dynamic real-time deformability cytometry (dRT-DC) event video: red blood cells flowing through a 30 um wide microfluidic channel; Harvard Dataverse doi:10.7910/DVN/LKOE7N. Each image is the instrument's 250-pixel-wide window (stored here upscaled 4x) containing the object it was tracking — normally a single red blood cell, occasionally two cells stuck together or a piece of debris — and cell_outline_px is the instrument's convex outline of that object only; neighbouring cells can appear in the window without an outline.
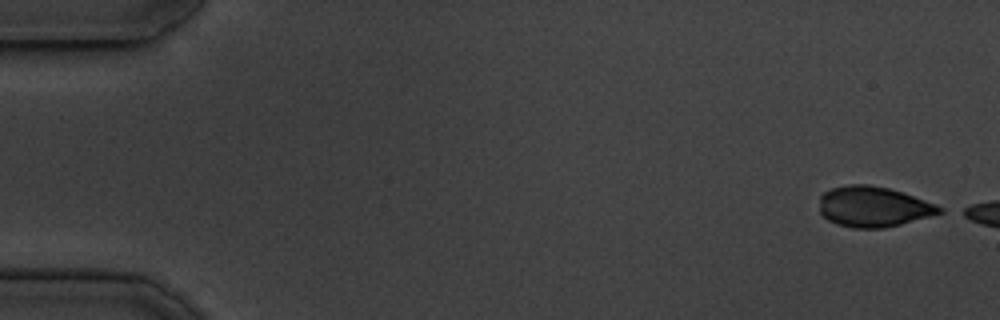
{"species": "common noctule bat (a hibernating species)", "species_latin": "Nyctalus noctula", "temperature_condition": "cold", "stored_images_in_passage": 14, "camera_frame_rate_fps": 3000, "um_per_image_px": 0.085, "animal": {"sex": "male", "body_mass_g": 19.5, "forearm_length_mm": 54.6}, "frame": {"image": 1, "passage_image": 1, "time_ms": 0.0, "image_size_px": [1000, 320], "cell_outline_px": [[944, 212], [900, 224], [884, 228], [852, 228], [836, 224], [828, 220], [820, 212], [820, 196], [824, 192], [832, 188], [848, 184], [868, 184], [888, 188], [936, 204], [944, 208]], "centroid_in_image_um": [74.21, 17.57], "position_along_channel_um": 10.8, "area_um2": 28.15}}
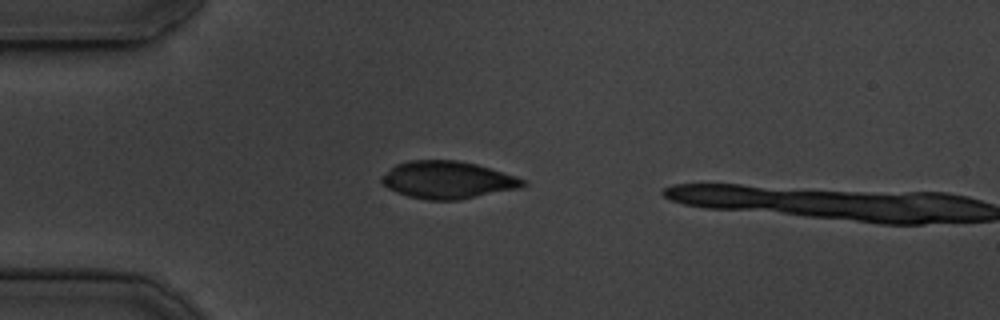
{"frame": {"image": 2, "passage_image": 13, "time_ms": 4.0, "image_size_px": [1000, 320], "cell_outline_px": [[528, 184], [520, 188], [460, 200], [428, 200], [408, 196], [396, 192], [388, 188], [380, 180], [380, 176], [396, 164], [408, 160], [456, 160], [476, 164], [516, 176], [528, 180]], "centroid_in_image_um": [38.06, 15.29], "position_along_channel_um": 46.9, "area_um2": 30.98}}